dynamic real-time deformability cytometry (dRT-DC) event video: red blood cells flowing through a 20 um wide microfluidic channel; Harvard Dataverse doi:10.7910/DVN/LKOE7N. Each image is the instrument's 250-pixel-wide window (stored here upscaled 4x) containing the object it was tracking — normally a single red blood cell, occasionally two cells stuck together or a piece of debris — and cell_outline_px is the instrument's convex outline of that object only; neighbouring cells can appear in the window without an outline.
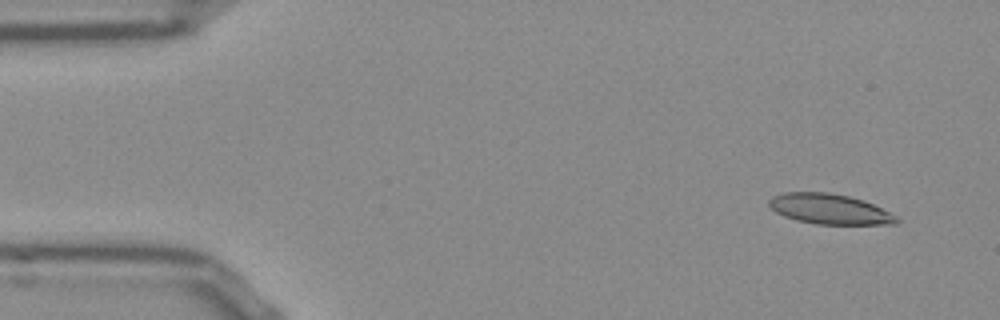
{"species": "Egyptian fruit bat (a non-hibernating species)", "species_latin": "Rousettus aegyptiacus", "temperature_condition": "room temperature", "stored_images_in_passage": 50, "camera_frame_rate_fps": 3000, "um_per_image_px": 0.085, "frame": {"image": 1, "passage_image": 2, "time_ms": 0.333, "image_size_px": [1000, 320], "cell_outline_px": [[900, 220], [896, 224], [816, 224], [796, 220], [784, 216], [776, 212], [768, 204], [768, 200], [772, 196], [784, 192], [828, 192], [848, 196], [864, 200], [896, 216]], "centroid_in_image_um": [70.48, 17.76], "position_along_channel_um": 14.5, "area_um2": 22.37}}
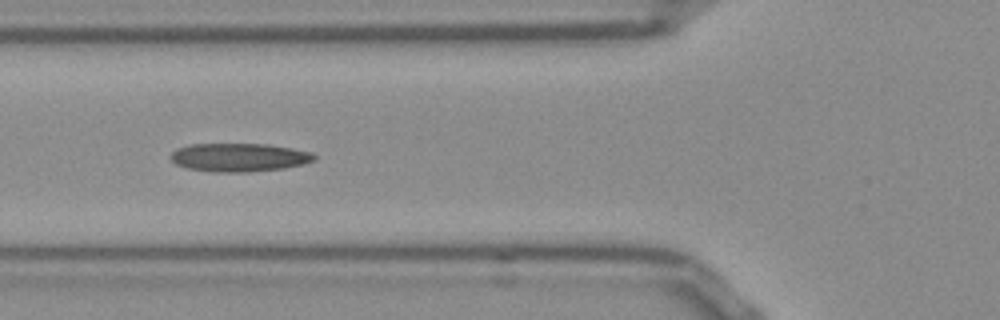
{"frame": {"image": 2, "passage_image": 17, "time_ms": 5.333, "image_size_px": [1000, 320], "cell_outline_px": [[316, 160], [304, 164], [284, 168], [248, 172], [212, 172], [184, 168], [176, 164], [168, 156], [176, 148], [192, 144], [264, 144], [312, 152], [316, 156]], "centroid_in_image_um": [20.29, 13.39], "position_along_channel_um": 105.5, "area_um2": 23.87}}
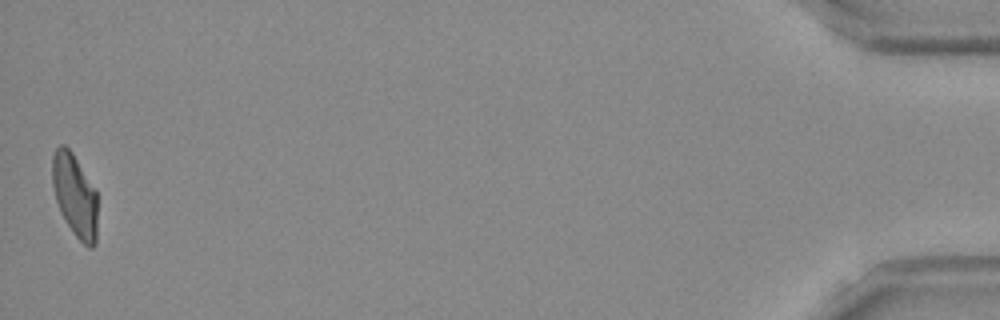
{"frame": {"image": 3, "passage_image": 50, "time_ms": 16.333, "image_size_px": [1000, 320], "cell_outline_px": [[96, 244], [92, 248], [88, 248], [72, 232], [60, 212], [56, 200], [52, 184], [52, 156], [56, 148], [60, 144], [64, 144], [72, 152], [96, 188]], "centroid_in_image_um": [6.35, 16.6], "position_along_channel_um": 428.8, "area_um2": 21.96}, "authors_computed_cell_mechanics": {"area_um2": 23.0622, "velocity_mm_per_s": 3.8439, "shape_relaxation_time_tau1_ms": 6.0705, "shape_relaxation_time_tau2_ms": 2.3549, "deformation_change_tau1": 0.1931, "deformation_change_tau2": 0.1166}}